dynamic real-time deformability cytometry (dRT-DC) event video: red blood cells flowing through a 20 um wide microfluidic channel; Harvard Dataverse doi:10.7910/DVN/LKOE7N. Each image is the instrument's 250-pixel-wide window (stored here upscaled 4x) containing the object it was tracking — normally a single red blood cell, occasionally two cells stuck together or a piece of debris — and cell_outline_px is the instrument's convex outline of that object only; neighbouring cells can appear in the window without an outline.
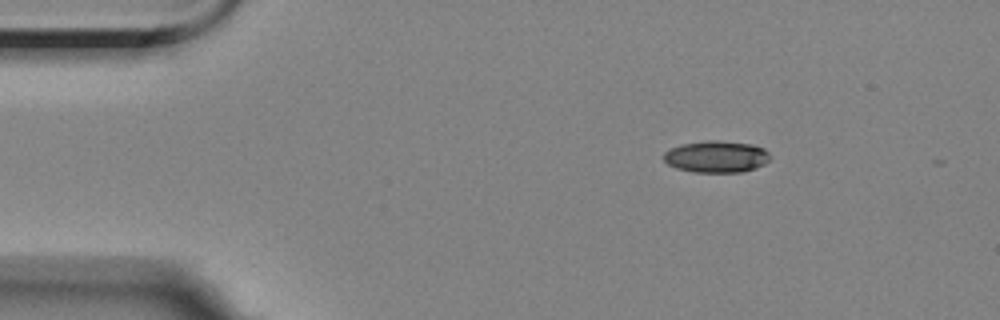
{"species": "Egyptian fruit bat (a non-hibernating species)", "species_latin": "Rousettus aegyptiacus", "temperature_condition": "room temperature", "stored_images_in_passage": 3, "camera_frame_rate_fps": 3000, "um_per_image_px": 0.085, "animal": {"sex": "female"}, "frame": {"image": 1, "passage_image": 2, "time_ms": 1.0, "image_size_px": [1000, 320], "cell_outline_px": [[772, 156], [764, 164], [756, 168], [740, 172], [692, 172], [676, 168], [668, 164], [664, 160], [664, 152], [680, 144], [708, 140], [716, 140], [752, 144], [764, 148]], "centroid_in_image_um": [60.9, 13.31], "position_along_channel_um": 24.1, "area_um2": 19.77}}